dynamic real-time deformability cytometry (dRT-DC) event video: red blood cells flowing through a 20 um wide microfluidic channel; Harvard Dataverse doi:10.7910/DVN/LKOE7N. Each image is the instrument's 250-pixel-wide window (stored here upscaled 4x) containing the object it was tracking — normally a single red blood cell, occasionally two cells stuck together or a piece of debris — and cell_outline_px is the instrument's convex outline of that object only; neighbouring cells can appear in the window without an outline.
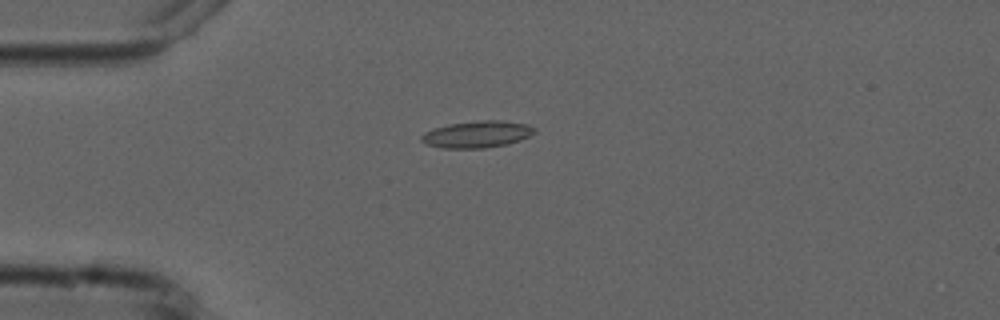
{"species": "common noctule bat (a hibernating species)", "species_latin": "Nyctalus noctula", "temperature_condition": "cold", "stored_images_in_passage": 3, "camera_frame_rate_fps": 3000, "um_per_image_px": 0.085, "animal": {"sex": "male", "forearm_length_mm": 52.5}, "frame": {"image": 1, "passage_image": 1, "time_ms": 0.0, "image_size_px": [1000, 320], "cell_outline_px": [[536, 132], [520, 140], [508, 144], [484, 148], [444, 148], [428, 144], [420, 140], [420, 136], [424, 132], [448, 124], [480, 120], [500, 120], [528, 124], [536, 128]], "centroid_in_image_um": [40.58, 11.41], "position_along_channel_um": 44.4, "area_um2": 17.63}}
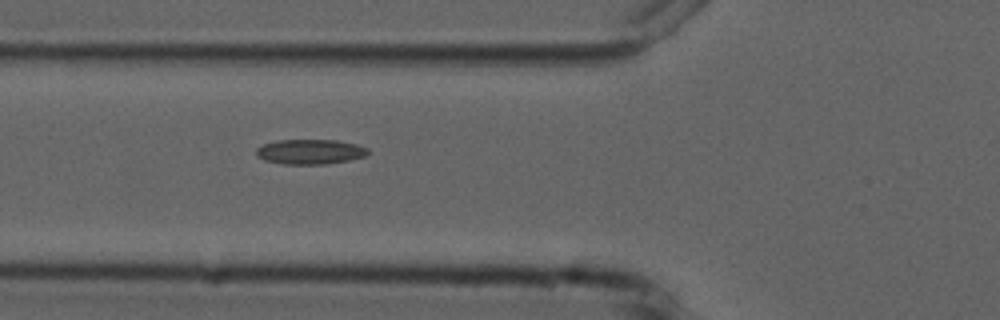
{"frame": {"image": 2, "passage_image": 3, "time_ms": 2.0, "image_size_px": [1000, 320], "cell_outline_px": [[368, 152], [364, 156], [348, 160], [324, 164], [284, 164], [264, 160], [256, 156], [256, 148], [264, 144], [276, 140], [336, 140], [356, 144], [368, 148]], "centroid_in_image_um": [26.32, 12.89], "position_along_channel_um": 99.5, "area_um2": 16.13}}